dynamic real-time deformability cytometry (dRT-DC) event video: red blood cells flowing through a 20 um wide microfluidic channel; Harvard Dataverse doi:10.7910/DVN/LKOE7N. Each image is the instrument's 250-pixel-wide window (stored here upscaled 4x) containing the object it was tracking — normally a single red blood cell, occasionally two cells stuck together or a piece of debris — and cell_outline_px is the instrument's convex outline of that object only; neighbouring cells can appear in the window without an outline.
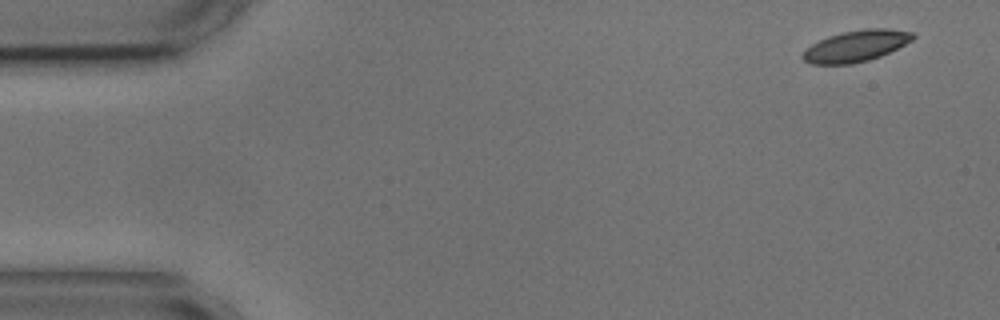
{"species": "common noctule bat (a hibernating species)", "species_latin": "Nyctalus noctula", "temperature_condition": "cold", "stored_images_in_passage": 4, "camera_frame_rate_fps": 3000, "um_per_image_px": 0.085, "animal": {"sex": "male", "body_mass_g": 17.9, "forearm_length_mm": 54.2}, "frame": {"image": 1, "passage_image": 1, "time_ms": 0.0, "image_size_px": [1000, 320], "cell_outline_px": [[916, 36], [912, 40], [880, 56], [868, 60], [852, 64], [812, 64], [804, 60], [800, 56], [812, 44], [828, 36], [844, 32], [868, 28], [888, 28], [912, 32]], "centroid_in_image_um": [72.76, 3.91], "position_along_channel_um": 12.2, "area_um2": 19.83}}
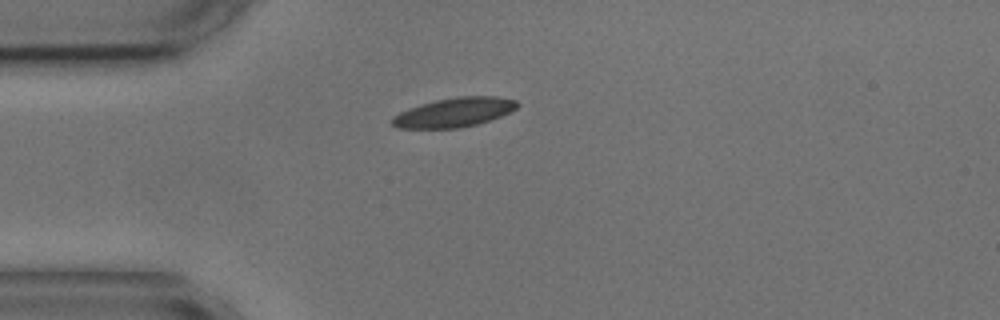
{"frame": {"image": 2, "passage_image": 4, "time_ms": 3.667, "image_size_px": [1000, 320], "cell_outline_px": [[520, 104], [516, 108], [500, 116], [476, 124], [456, 128], [396, 128], [392, 124], [392, 116], [408, 108], [420, 104], [436, 100], [456, 96], [496, 96], [516, 100]], "centroid_in_image_um": [38.58, 9.54], "position_along_channel_um": 46.4, "area_um2": 21.21}}